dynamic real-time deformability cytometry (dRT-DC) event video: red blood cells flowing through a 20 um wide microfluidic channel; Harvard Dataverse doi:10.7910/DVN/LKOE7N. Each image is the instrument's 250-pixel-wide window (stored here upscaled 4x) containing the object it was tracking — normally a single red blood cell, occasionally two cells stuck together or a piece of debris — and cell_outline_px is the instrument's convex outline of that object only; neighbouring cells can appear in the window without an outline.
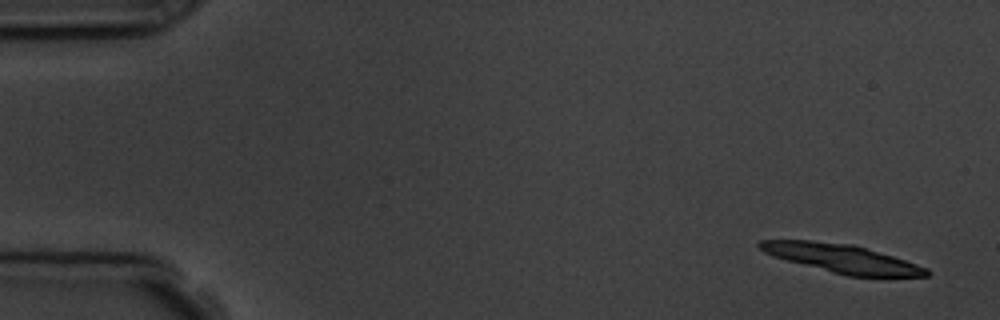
{"species": "common noctule bat (a hibernating species)", "species_latin": "Nyctalus noctula", "temperature_condition": "room temperature", "stored_images_in_passage": 5, "camera_frame_rate_fps": 3000, "um_per_image_px": 0.085, "animal": {"sex": "male", "body_mass_g": 19.5, "forearm_length_mm": 54.6}, "frame": {"image": 1, "passage_image": 1, "time_ms": 0.0, "image_size_px": [1000, 320], "cell_outline_px": [[932, 272], [928, 276], [848, 276], [832, 272], [788, 260], [764, 252], [756, 244], [760, 240], [812, 240], [852, 244], [892, 256], [928, 268]], "centroid_in_image_um": [71.58, 21.96], "position_along_channel_um": 13.4, "area_um2": 27.11}}